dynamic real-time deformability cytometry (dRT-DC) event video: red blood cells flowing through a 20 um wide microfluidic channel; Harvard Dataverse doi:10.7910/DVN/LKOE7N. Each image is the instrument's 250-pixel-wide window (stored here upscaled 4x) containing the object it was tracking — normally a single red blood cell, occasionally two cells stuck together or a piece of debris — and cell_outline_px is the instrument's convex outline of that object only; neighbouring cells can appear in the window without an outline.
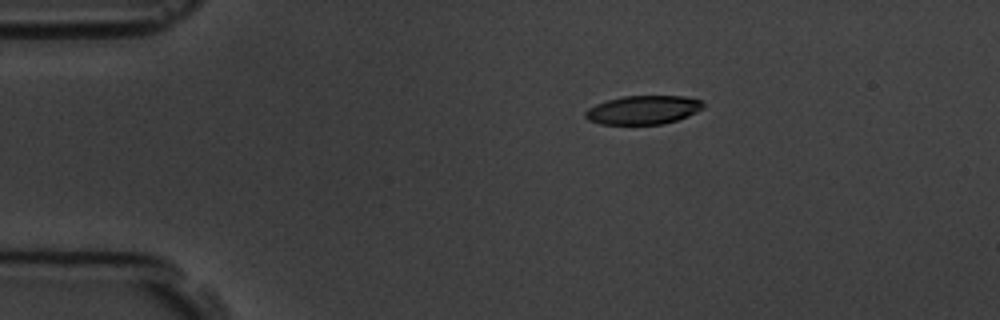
{"species": "common noctule bat (a hibernating species)", "species_latin": "Nyctalus noctula", "temperature_condition": "room temperature", "stored_images_in_passage": 9, "camera_frame_rate_fps": 3000, "um_per_image_px": 0.085, "animal": {"sex": "male", "body_mass_g": 19.5, "forearm_length_mm": 54.6}, "frame": {"image": 1, "passage_image": 1, "time_ms": 0.0, "image_size_px": [1000, 320], "cell_outline_px": [[704, 108], [688, 116], [664, 124], [600, 124], [588, 120], [584, 116], [584, 112], [588, 108], [596, 104], [608, 100], [624, 96], [684, 96], [700, 100], [704, 104]], "centroid_in_image_um": [54.66, 9.34], "position_along_channel_um": 30.3, "area_um2": 19.71}}
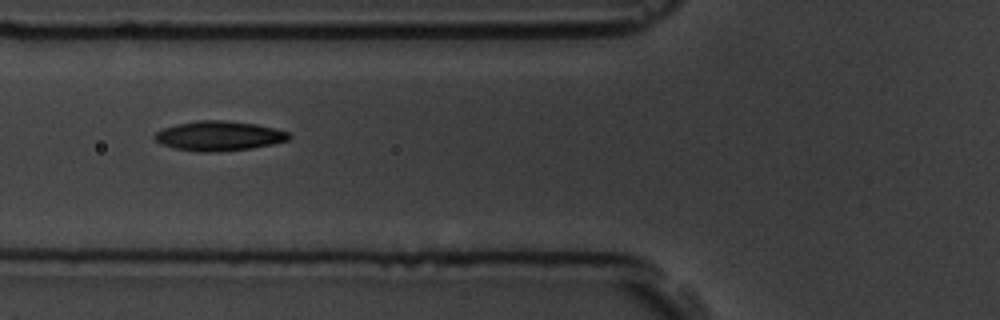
{"frame": {"image": 2, "passage_image": 4, "time_ms": 3.667, "image_size_px": [1000, 320], "cell_outline_px": [[292, 136], [288, 140], [272, 144], [248, 148], [216, 152], [196, 152], [176, 148], [160, 144], [152, 136], [156, 132], [164, 128], [176, 124], [200, 120], [224, 120], [256, 124], [276, 128], [288, 132]], "centroid_in_image_um": [18.6, 11.55], "position_along_channel_um": 107.2, "area_um2": 23.18}}
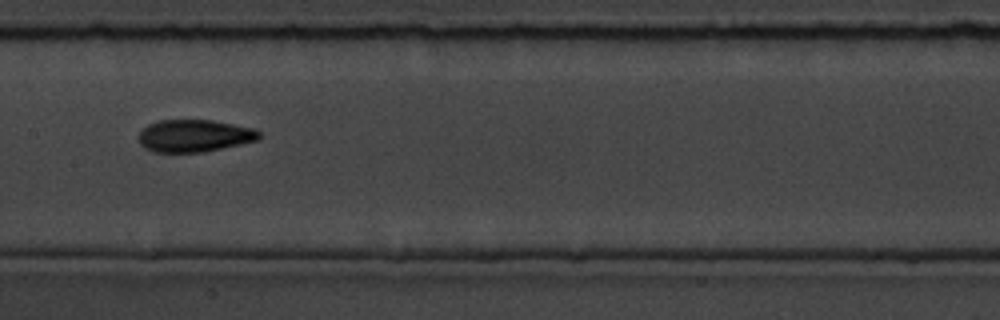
{"frame": {"image": 3, "passage_image": 6, "time_ms": 6.0, "image_size_px": [1000, 320], "cell_outline_px": [[260, 140], [204, 152], [152, 152], [144, 148], [140, 144], [136, 136], [148, 124], [160, 120], [212, 120], [252, 128], [260, 132]], "centroid_in_image_um": [16.49, 11.55], "position_along_channel_um": 190.9, "area_um2": 22.83}}